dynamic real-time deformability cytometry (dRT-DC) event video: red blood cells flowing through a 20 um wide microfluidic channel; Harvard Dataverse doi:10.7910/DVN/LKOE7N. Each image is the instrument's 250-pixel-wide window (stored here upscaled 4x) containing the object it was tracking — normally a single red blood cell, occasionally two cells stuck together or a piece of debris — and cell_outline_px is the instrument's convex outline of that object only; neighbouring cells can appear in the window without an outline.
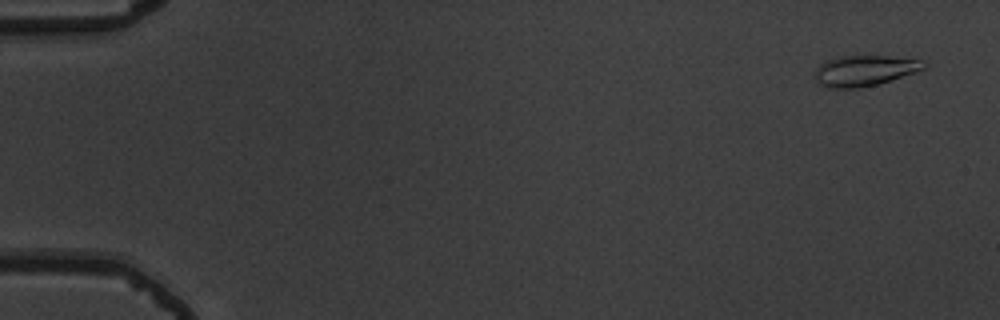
{"species": "common noctule bat (a hibernating species)", "species_latin": "Nyctalus noctula", "temperature_condition": "warm", "stored_images_in_passage": 54, "camera_frame_rate_fps": 3000, "um_per_image_px": 0.085, "animal": {"sex": "male", "body_mass_g": 19.5, "forearm_length_mm": 54.6}, "frame": {"image": 1, "passage_image": 3, "time_ms": 0.667, "image_size_px": [1000, 320], "cell_outline_px": [[928, 64], [924, 68], [916, 72], [876, 84], [856, 88], [828, 88], [816, 84], [812, 72], [824, 60], [836, 56], [888, 56], [924, 60]], "centroid_in_image_um": [73.4, 6.0], "position_along_channel_um": 11.6, "area_um2": 19.77}}
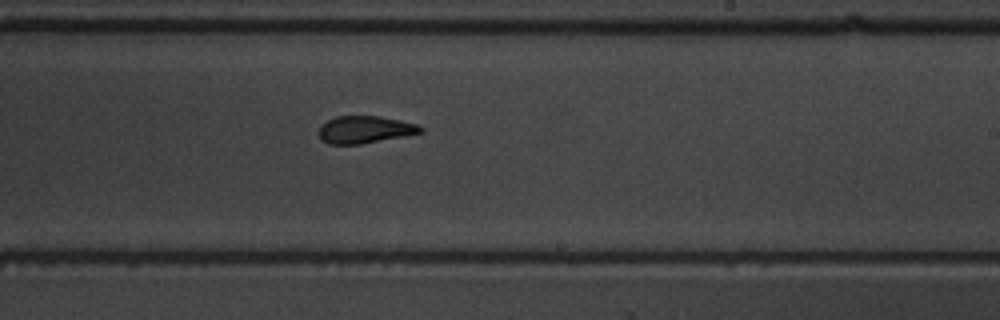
{"frame": {"image": 2, "passage_image": 34, "time_ms": 11.0, "image_size_px": [1000, 320], "cell_outline_px": [[424, 132], [404, 136], [360, 144], [328, 144], [320, 140], [316, 132], [320, 124], [336, 116], [380, 116], [416, 124], [424, 128]], "centroid_in_image_um": [30.94, 11.02], "position_along_channel_um": 258.1, "area_um2": 16.36}}
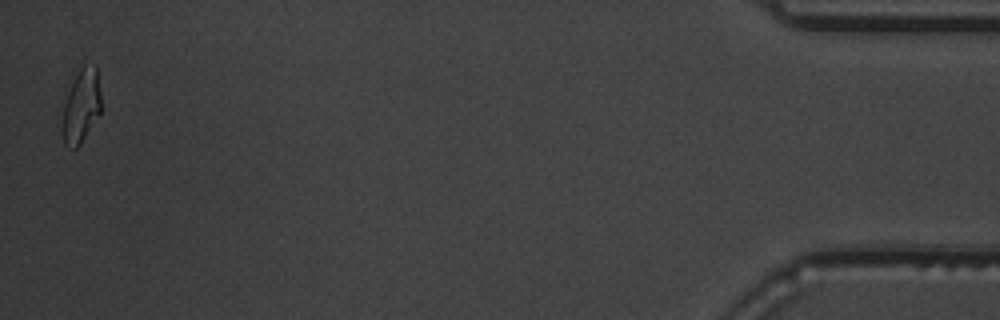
{"frame": {"image": 3, "passage_image": 54, "time_ms": 17.667, "image_size_px": [1000, 320], "cell_outline_px": [[100, 112], [80, 144], [76, 148], [72, 148], [64, 144], [64, 104], [72, 80], [80, 68], [84, 64], [96, 64], [100, 92]], "centroid_in_image_um": [6.93, 8.94], "position_along_channel_um": 428.3, "area_um2": 16.13}, "authors_computed_cell_mechanics": {"area_um2": 17.4267, "velocity_mm_per_s": 3.8139, "shape_relaxation_time_tau1_ms": 8.3642, "shape_relaxation_time_tau2_ms": 1.7121, "deformation_change_tau1": 0.2379, "deformation_change_tau2": 0.086}}